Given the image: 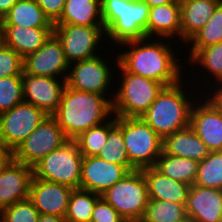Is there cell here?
<instances>
[{"instance_id":"45","label":"cell","mask_w":222,"mask_h":222,"mask_svg":"<svg viewBox=\"0 0 222 222\" xmlns=\"http://www.w3.org/2000/svg\"><path fill=\"white\" fill-rule=\"evenodd\" d=\"M2 23H1V18H0V43L2 42Z\"/></svg>"},{"instance_id":"11","label":"cell","mask_w":222,"mask_h":222,"mask_svg":"<svg viewBox=\"0 0 222 222\" xmlns=\"http://www.w3.org/2000/svg\"><path fill=\"white\" fill-rule=\"evenodd\" d=\"M69 139L53 116H47L12 152L13 159L33 166Z\"/></svg>"},{"instance_id":"47","label":"cell","mask_w":222,"mask_h":222,"mask_svg":"<svg viewBox=\"0 0 222 222\" xmlns=\"http://www.w3.org/2000/svg\"><path fill=\"white\" fill-rule=\"evenodd\" d=\"M0 141H1V113H0Z\"/></svg>"},{"instance_id":"22","label":"cell","mask_w":222,"mask_h":222,"mask_svg":"<svg viewBox=\"0 0 222 222\" xmlns=\"http://www.w3.org/2000/svg\"><path fill=\"white\" fill-rule=\"evenodd\" d=\"M54 27L2 25V43L14 49L23 59L35 52L53 34Z\"/></svg>"},{"instance_id":"46","label":"cell","mask_w":222,"mask_h":222,"mask_svg":"<svg viewBox=\"0 0 222 222\" xmlns=\"http://www.w3.org/2000/svg\"><path fill=\"white\" fill-rule=\"evenodd\" d=\"M0 222H7L1 214H0Z\"/></svg>"},{"instance_id":"34","label":"cell","mask_w":222,"mask_h":222,"mask_svg":"<svg viewBox=\"0 0 222 222\" xmlns=\"http://www.w3.org/2000/svg\"><path fill=\"white\" fill-rule=\"evenodd\" d=\"M194 185L222 190V151H211L199 162Z\"/></svg>"},{"instance_id":"15","label":"cell","mask_w":222,"mask_h":222,"mask_svg":"<svg viewBox=\"0 0 222 222\" xmlns=\"http://www.w3.org/2000/svg\"><path fill=\"white\" fill-rule=\"evenodd\" d=\"M66 79L22 73L23 99L52 116L61 101Z\"/></svg>"},{"instance_id":"2","label":"cell","mask_w":222,"mask_h":222,"mask_svg":"<svg viewBox=\"0 0 222 222\" xmlns=\"http://www.w3.org/2000/svg\"><path fill=\"white\" fill-rule=\"evenodd\" d=\"M113 96L77 91L65 86L52 115L65 136L73 140L80 133L108 121L113 116Z\"/></svg>"},{"instance_id":"24","label":"cell","mask_w":222,"mask_h":222,"mask_svg":"<svg viewBox=\"0 0 222 222\" xmlns=\"http://www.w3.org/2000/svg\"><path fill=\"white\" fill-rule=\"evenodd\" d=\"M161 146L164 154L189 158L197 162H201L210 153L206 144L190 126L163 137Z\"/></svg>"},{"instance_id":"16","label":"cell","mask_w":222,"mask_h":222,"mask_svg":"<svg viewBox=\"0 0 222 222\" xmlns=\"http://www.w3.org/2000/svg\"><path fill=\"white\" fill-rule=\"evenodd\" d=\"M190 127L211 151H222V114L202 94L191 110Z\"/></svg>"},{"instance_id":"27","label":"cell","mask_w":222,"mask_h":222,"mask_svg":"<svg viewBox=\"0 0 222 222\" xmlns=\"http://www.w3.org/2000/svg\"><path fill=\"white\" fill-rule=\"evenodd\" d=\"M2 25L54 27L36 0H18L1 19Z\"/></svg>"},{"instance_id":"5","label":"cell","mask_w":222,"mask_h":222,"mask_svg":"<svg viewBox=\"0 0 222 222\" xmlns=\"http://www.w3.org/2000/svg\"><path fill=\"white\" fill-rule=\"evenodd\" d=\"M116 70L113 115L117 117H140L156 100L165 87L158 81L127 72L119 63Z\"/></svg>"},{"instance_id":"40","label":"cell","mask_w":222,"mask_h":222,"mask_svg":"<svg viewBox=\"0 0 222 222\" xmlns=\"http://www.w3.org/2000/svg\"><path fill=\"white\" fill-rule=\"evenodd\" d=\"M204 95L216 106L222 114V86L209 89Z\"/></svg>"},{"instance_id":"42","label":"cell","mask_w":222,"mask_h":222,"mask_svg":"<svg viewBox=\"0 0 222 222\" xmlns=\"http://www.w3.org/2000/svg\"><path fill=\"white\" fill-rule=\"evenodd\" d=\"M18 0H0V18L2 19L4 15L12 8V6Z\"/></svg>"},{"instance_id":"31","label":"cell","mask_w":222,"mask_h":222,"mask_svg":"<svg viewBox=\"0 0 222 222\" xmlns=\"http://www.w3.org/2000/svg\"><path fill=\"white\" fill-rule=\"evenodd\" d=\"M100 198L101 195L94 192L73 189L65 214L66 222H91L94 206Z\"/></svg>"},{"instance_id":"39","label":"cell","mask_w":222,"mask_h":222,"mask_svg":"<svg viewBox=\"0 0 222 222\" xmlns=\"http://www.w3.org/2000/svg\"><path fill=\"white\" fill-rule=\"evenodd\" d=\"M36 2L54 24L61 17L66 0H36Z\"/></svg>"},{"instance_id":"1","label":"cell","mask_w":222,"mask_h":222,"mask_svg":"<svg viewBox=\"0 0 222 222\" xmlns=\"http://www.w3.org/2000/svg\"><path fill=\"white\" fill-rule=\"evenodd\" d=\"M116 48L118 63L134 75L158 81L165 87L175 85L186 77L184 52L181 50L184 48L178 42L146 37L126 41Z\"/></svg>"},{"instance_id":"28","label":"cell","mask_w":222,"mask_h":222,"mask_svg":"<svg viewBox=\"0 0 222 222\" xmlns=\"http://www.w3.org/2000/svg\"><path fill=\"white\" fill-rule=\"evenodd\" d=\"M219 42H222V2L216 7L205 26L183 46L185 62L198 50Z\"/></svg>"},{"instance_id":"37","label":"cell","mask_w":222,"mask_h":222,"mask_svg":"<svg viewBox=\"0 0 222 222\" xmlns=\"http://www.w3.org/2000/svg\"><path fill=\"white\" fill-rule=\"evenodd\" d=\"M23 58L7 45L0 43V78L22 76Z\"/></svg>"},{"instance_id":"9","label":"cell","mask_w":222,"mask_h":222,"mask_svg":"<svg viewBox=\"0 0 222 222\" xmlns=\"http://www.w3.org/2000/svg\"><path fill=\"white\" fill-rule=\"evenodd\" d=\"M83 156L74 140H68L33 165V177L80 188Z\"/></svg>"},{"instance_id":"12","label":"cell","mask_w":222,"mask_h":222,"mask_svg":"<svg viewBox=\"0 0 222 222\" xmlns=\"http://www.w3.org/2000/svg\"><path fill=\"white\" fill-rule=\"evenodd\" d=\"M48 115L31 103L21 102L1 113V141L13 152Z\"/></svg>"},{"instance_id":"43","label":"cell","mask_w":222,"mask_h":222,"mask_svg":"<svg viewBox=\"0 0 222 222\" xmlns=\"http://www.w3.org/2000/svg\"><path fill=\"white\" fill-rule=\"evenodd\" d=\"M38 222H66L65 217L40 214Z\"/></svg>"},{"instance_id":"36","label":"cell","mask_w":222,"mask_h":222,"mask_svg":"<svg viewBox=\"0 0 222 222\" xmlns=\"http://www.w3.org/2000/svg\"><path fill=\"white\" fill-rule=\"evenodd\" d=\"M0 214L7 222H38L40 217L39 211L29 198L3 208Z\"/></svg>"},{"instance_id":"44","label":"cell","mask_w":222,"mask_h":222,"mask_svg":"<svg viewBox=\"0 0 222 222\" xmlns=\"http://www.w3.org/2000/svg\"><path fill=\"white\" fill-rule=\"evenodd\" d=\"M143 1L146 2L149 5V7L170 4L173 2H180V0H143Z\"/></svg>"},{"instance_id":"30","label":"cell","mask_w":222,"mask_h":222,"mask_svg":"<svg viewBox=\"0 0 222 222\" xmlns=\"http://www.w3.org/2000/svg\"><path fill=\"white\" fill-rule=\"evenodd\" d=\"M116 124V116L108 121L80 133L73 139L83 157L97 156L106 144L109 130Z\"/></svg>"},{"instance_id":"13","label":"cell","mask_w":222,"mask_h":222,"mask_svg":"<svg viewBox=\"0 0 222 222\" xmlns=\"http://www.w3.org/2000/svg\"><path fill=\"white\" fill-rule=\"evenodd\" d=\"M186 63L189 64L186 66V77L188 80L193 79L191 82L202 94L209 89L222 86V42L198 50ZM198 70L199 73L195 72Z\"/></svg>"},{"instance_id":"6","label":"cell","mask_w":222,"mask_h":222,"mask_svg":"<svg viewBox=\"0 0 222 222\" xmlns=\"http://www.w3.org/2000/svg\"><path fill=\"white\" fill-rule=\"evenodd\" d=\"M113 49L115 48L108 47L107 53L110 55L104 51L94 59L71 63L66 78V86L77 91L113 96L114 77L116 76L114 73L118 65V56Z\"/></svg>"},{"instance_id":"26","label":"cell","mask_w":222,"mask_h":222,"mask_svg":"<svg viewBox=\"0 0 222 222\" xmlns=\"http://www.w3.org/2000/svg\"><path fill=\"white\" fill-rule=\"evenodd\" d=\"M54 24L104 26L101 0H66L61 17Z\"/></svg>"},{"instance_id":"3","label":"cell","mask_w":222,"mask_h":222,"mask_svg":"<svg viewBox=\"0 0 222 222\" xmlns=\"http://www.w3.org/2000/svg\"><path fill=\"white\" fill-rule=\"evenodd\" d=\"M201 95L185 77L175 85L164 87L140 117L163 138L190 126L192 107Z\"/></svg>"},{"instance_id":"33","label":"cell","mask_w":222,"mask_h":222,"mask_svg":"<svg viewBox=\"0 0 222 222\" xmlns=\"http://www.w3.org/2000/svg\"><path fill=\"white\" fill-rule=\"evenodd\" d=\"M97 156L105 161L123 165L129 172L136 170L129 162L122 129L117 124L109 130L106 144Z\"/></svg>"},{"instance_id":"14","label":"cell","mask_w":222,"mask_h":222,"mask_svg":"<svg viewBox=\"0 0 222 222\" xmlns=\"http://www.w3.org/2000/svg\"><path fill=\"white\" fill-rule=\"evenodd\" d=\"M69 65L61 42L54 34L43 46L23 59V71L36 76L66 79Z\"/></svg>"},{"instance_id":"18","label":"cell","mask_w":222,"mask_h":222,"mask_svg":"<svg viewBox=\"0 0 222 222\" xmlns=\"http://www.w3.org/2000/svg\"><path fill=\"white\" fill-rule=\"evenodd\" d=\"M73 188L33 177L30 183L29 199L39 214L65 217Z\"/></svg>"},{"instance_id":"7","label":"cell","mask_w":222,"mask_h":222,"mask_svg":"<svg viewBox=\"0 0 222 222\" xmlns=\"http://www.w3.org/2000/svg\"><path fill=\"white\" fill-rule=\"evenodd\" d=\"M130 164L141 170L154 167L162 152V138L141 117H117Z\"/></svg>"},{"instance_id":"29","label":"cell","mask_w":222,"mask_h":222,"mask_svg":"<svg viewBox=\"0 0 222 222\" xmlns=\"http://www.w3.org/2000/svg\"><path fill=\"white\" fill-rule=\"evenodd\" d=\"M198 166L199 162L195 160L161 152L154 168L164 176L192 186L197 177Z\"/></svg>"},{"instance_id":"8","label":"cell","mask_w":222,"mask_h":222,"mask_svg":"<svg viewBox=\"0 0 222 222\" xmlns=\"http://www.w3.org/2000/svg\"><path fill=\"white\" fill-rule=\"evenodd\" d=\"M101 197L126 222H141L149 201L143 169L128 172L119 182L108 188Z\"/></svg>"},{"instance_id":"21","label":"cell","mask_w":222,"mask_h":222,"mask_svg":"<svg viewBox=\"0 0 222 222\" xmlns=\"http://www.w3.org/2000/svg\"><path fill=\"white\" fill-rule=\"evenodd\" d=\"M146 37L181 43L180 2L150 7Z\"/></svg>"},{"instance_id":"17","label":"cell","mask_w":222,"mask_h":222,"mask_svg":"<svg viewBox=\"0 0 222 222\" xmlns=\"http://www.w3.org/2000/svg\"><path fill=\"white\" fill-rule=\"evenodd\" d=\"M128 172L123 165L105 161L98 156L83 157L80 189L102 195Z\"/></svg>"},{"instance_id":"19","label":"cell","mask_w":222,"mask_h":222,"mask_svg":"<svg viewBox=\"0 0 222 222\" xmlns=\"http://www.w3.org/2000/svg\"><path fill=\"white\" fill-rule=\"evenodd\" d=\"M33 167L14 159L0 174V211L18 201L29 198Z\"/></svg>"},{"instance_id":"32","label":"cell","mask_w":222,"mask_h":222,"mask_svg":"<svg viewBox=\"0 0 222 222\" xmlns=\"http://www.w3.org/2000/svg\"><path fill=\"white\" fill-rule=\"evenodd\" d=\"M187 218L186 205L173 201L149 199L141 222H179Z\"/></svg>"},{"instance_id":"4","label":"cell","mask_w":222,"mask_h":222,"mask_svg":"<svg viewBox=\"0 0 222 222\" xmlns=\"http://www.w3.org/2000/svg\"><path fill=\"white\" fill-rule=\"evenodd\" d=\"M149 9L143 0H101L108 46L114 48L126 41L146 38Z\"/></svg>"},{"instance_id":"20","label":"cell","mask_w":222,"mask_h":222,"mask_svg":"<svg viewBox=\"0 0 222 222\" xmlns=\"http://www.w3.org/2000/svg\"><path fill=\"white\" fill-rule=\"evenodd\" d=\"M186 213L192 222H222V190L192 185Z\"/></svg>"},{"instance_id":"25","label":"cell","mask_w":222,"mask_h":222,"mask_svg":"<svg viewBox=\"0 0 222 222\" xmlns=\"http://www.w3.org/2000/svg\"><path fill=\"white\" fill-rule=\"evenodd\" d=\"M146 180L149 199L173 201L187 204L189 184L182 183L162 175L154 167L143 169Z\"/></svg>"},{"instance_id":"35","label":"cell","mask_w":222,"mask_h":222,"mask_svg":"<svg viewBox=\"0 0 222 222\" xmlns=\"http://www.w3.org/2000/svg\"><path fill=\"white\" fill-rule=\"evenodd\" d=\"M23 101L22 76L0 78V113Z\"/></svg>"},{"instance_id":"38","label":"cell","mask_w":222,"mask_h":222,"mask_svg":"<svg viewBox=\"0 0 222 222\" xmlns=\"http://www.w3.org/2000/svg\"><path fill=\"white\" fill-rule=\"evenodd\" d=\"M91 222H126L102 197L96 202Z\"/></svg>"},{"instance_id":"23","label":"cell","mask_w":222,"mask_h":222,"mask_svg":"<svg viewBox=\"0 0 222 222\" xmlns=\"http://www.w3.org/2000/svg\"><path fill=\"white\" fill-rule=\"evenodd\" d=\"M221 2L222 0H180L182 46L205 26Z\"/></svg>"},{"instance_id":"41","label":"cell","mask_w":222,"mask_h":222,"mask_svg":"<svg viewBox=\"0 0 222 222\" xmlns=\"http://www.w3.org/2000/svg\"><path fill=\"white\" fill-rule=\"evenodd\" d=\"M13 159L12 151L0 141V174L3 168Z\"/></svg>"},{"instance_id":"48","label":"cell","mask_w":222,"mask_h":222,"mask_svg":"<svg viewBox=\"0 0 222 222\" xmlns=\"http://www.w3.org/2000/svg\"><path fill=\"white\" fill-rule=\"evenodd\" d=\"M179 222H192L189 218H187L186 220H182V221H179Z\"/></svg>"},{"instance_id":"10","label":"cell","mask_w":222,"mask_h":222,"mask_svg":"<svg viewBox=\"0 0 222 222\" xmlns=\"http://www.w3.org/2000/svg\"><path fill=\"white\" fill-rule=\"evenodd\" d=\"M53 34L61 42L69 64L94 59L109 47L104 26L54 24Z\"/></svg>"}]
</instances>
